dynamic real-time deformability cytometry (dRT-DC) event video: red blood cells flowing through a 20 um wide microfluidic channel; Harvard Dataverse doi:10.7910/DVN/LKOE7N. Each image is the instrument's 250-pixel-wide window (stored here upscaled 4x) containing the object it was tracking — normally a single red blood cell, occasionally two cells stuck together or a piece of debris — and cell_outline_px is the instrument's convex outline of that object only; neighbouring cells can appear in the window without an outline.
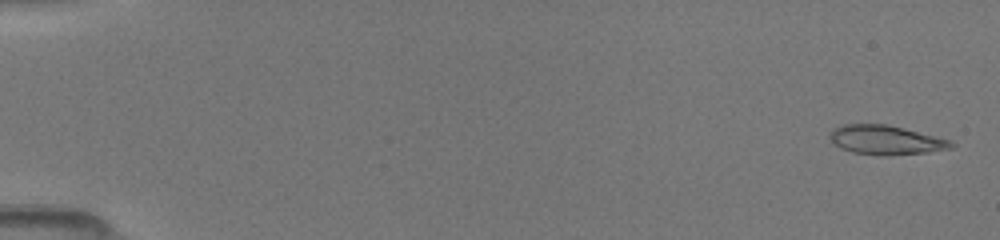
{"species": "common noctule bat (a hibernating species)", "species_latin": "Nyctalus noctula", "temperature_condition": "room temperature", "stored_images_in_passage": 53, "camera_frame_rate_fps": 3000, "um_per_image_px": 0.085, "animal": {"sex": "female", "body_mass_g": 19.5, "forearm_length_mm": 54.1}, "frame": {"image": 1, "passage_image": 3, "time_ms": 0.333, "image_size_px": [1000, 240], "cell_outline_px": [[956, 144], [952, 148], [928, 152], [888, 156], [880, 156], [852, 152], [840, 148], [828, 136], [832, 128], [840, 124], [888, 124], [904, 128], [948, 140]], "centroid_in_image_um": [75.25, 11.9], "position_along_channel_um": 9.8, "area_um2": 20.75}}
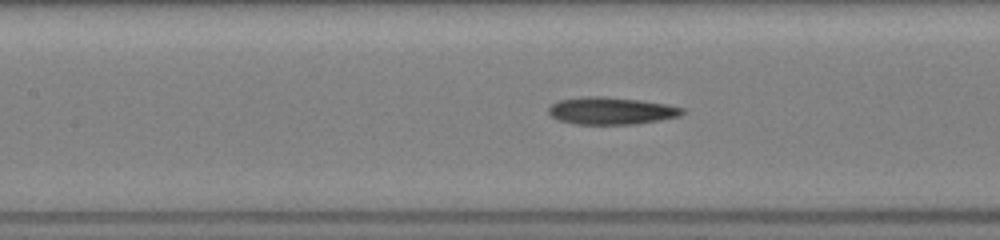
{"frame": {"image": 2, "passage_image": 25, "time_ms": 7.667, "image_size_px": [1000, 240], "cell_outline_px": [[684, 112], [680, 116], [660, 120], [636, 124], [576, 124], [560, 120], [552, 116], [548, 112], [548, 108], [552, 104], [560, 100], [584, 96], [604, 96], [640, 100], [668, 104], [684, 108]], "centroid_in_image_um": [51.98, 9.41], "position_along_channel_um": 155.4, "area_um2": 21.27}}
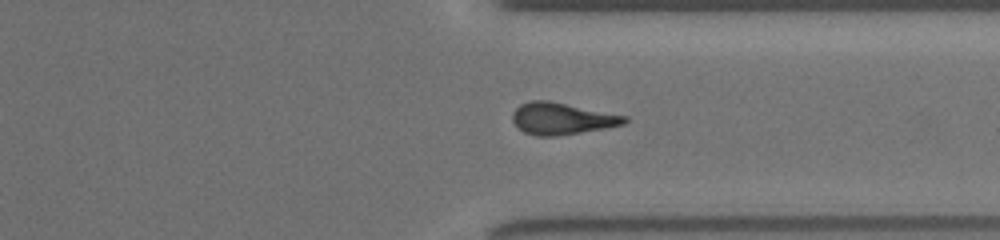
{"frame": {"image": 3, "passage_image": 41, "time_ms": 12.667, "image_size_px": [1000, 240], "cell_outline_px": [[628, 120], [624, 124], [604, 128], [556, 136], [536, 136], [524, 132], [512, 120], [512, 112], [520, 104], [532, 100], [548, 100], [628, 116]], "centroid_in_image_um": [47.75, 10.07], "position_along_channel_um": 363.7, "area_um2": 20.63}}